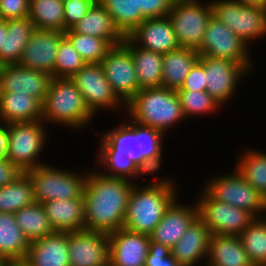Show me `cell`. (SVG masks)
Segmentation results:
<instances>
[{"label":"cell","mask_w":266,"mask_h":266,"mask_svg":"<svg viewBox=\"0 0 266 266\" xmlns=\"http://www.w3.org/2000/svg\"><path fill=\"white\" fill-rule=\"evenodd\" d=\"M132 182L89 170L83 193L85 230L109 235L123 228Z\"/></svg>","instance_id":"obj_1"},{"label":"cell","mask_w":266,"mask_h":266,"mask_svg":"<svg viewBox=\"0 0 266 266\" xmlns=\"http://www.w3.org/2000/svg\"><path fill=\"white\" fill-rule=\"evenodd\" d=\"M123 120L106 133L99 134L98 151H116V154L128 156L146 176L158 173L164 162L162 146L165 134L129 117Z\"/></svg>","instance_id":"obj_2"},{"label":"cell","mask_w":266,"mask_h":266,"mask_svg":"<svg viewBox=\"0 0 266 266\" xmlns=\"http://www.w3.org/2000/svg\"><path fill=\"white\" fill-rule=\"evenodd\" d=\"M154 178L152 183L135 184L127 205L123 228L150 235L166 210L178 197V184L172 178ZM176 184V185H175Z\"/></svg>","instance_id":"obj_3"},{"label":"cell","mask_w":266,"mask_h":266,"mask_svg":"<svg viewBox=\"0 0 266 266\" xmlns=\"http://www.w3.org/2000/svg\"><path fill=\"white\" fill-rule=\"evenodd\" d=\"M126 111L132 121L164 134L186 120L177 91L163 86L140 89L126 104Z\"/></svg>","instance_id":"obj_4"},{"label":"cell","mask_w":266,"mask_h":266,"mask_svg":"<svg viewBox=\"0 0 266 266\" xmlns=\"http://www.w3.org/2000/svg\"><path fill=\"white\" fill-rule=\"evenodd\" d=\"M94 117L71 78H52L42 103V120L45 123L83 131Z\"/></svg>","instance_id":"obj_5"},{"label":"cell","mask_w":266,"mask_h":266,"mask_svg":"<svg viewBox=\"0 0 266 266\" xmlns=\"http://www.w3.org/2000/svg\"><path fill=\"white\" fill-rule=\"evenodd\" d=\"M45 124L43 120L6 124L8 133L6 158L23 173L47 163L42 160L40 162L39 158L48 140Z\"/></svg>","instance_id":"obj_6"},{"label":"cell","mask_w":266,"mask_h":266,"mask_svg":"<svg viewBox=\"0 0 266 266\" xmlns=\"http://www.w3.org/2000/svg\"><path fill=\"white\" fill-rule=\"evenodd\" d=\"M33 185L36 203L51 200L83 198L88 171L82 174L59 169L49 163L25 172Z\"/></svg>","instance_id":"obj_7"},{"label":"cell","mask_w":266,"mask_h":266,"mask_svg":"<svg viewBox=\"0 0 266 266\" xmlns=\"http://www.w3.org/2000/svg\"><path fill=\"white\" fill-rule=\"evenodd\" d=\"M210 3L213 16L248 46L266 35V7L241 4L234 0H210Z\"/></svg>","instance_id":"obj_8"},{"label":"cell","mask_w":266,"mask_h":266,"mask_svg":"<svg viewBox=\"0 0 266 266\" xmlns=\"http://www.w3.org/2000/svg\"><path fill=\"white\" fill-rule=\"evenodd\" d=\"M212 15L210 0H175L168 17L179 46L198 52Z\"/></svg>","instance_id":"obj_9"},{"label":"cell","mask_w":266,"mask_h":266,"mask_svg":"<svg viewBox=\"0 0 266 266\" xmlns=\"http://www.w3.org/2000/svg\"><path fill=\"white\" fill-rule=\"evenodd\" d=\"M196 199L198 217L210 234L239 236L256 218L251 212L217 201L204 188Z\"/></svg>","instance_id":"obj_10"},{"label":"cell","mask_w":266,"mask_h":266,"mask_svg":"<svg viewBox=\"0 0 266 266\" xmlns=\"http://www.w3.org/2000/svg\"><path fill=\"white\" fill-rule=\"evenodd\" d=\"M233 171L209 177L206 186L202 187L217 201L249 211L256 218L261 217L265 199L235 168Z\"/></svg>","instance_id":"obj_11"},{"label":"cell","mask_w":266,"mask_h":266,"mask_svg":"<svg viewBox=\"0 0 266 266\" xmlns=\"http://www.w3.org/2000/svg\"><path fill=\"white\" fill-rule=\"evenodd\" d=\"M71 80L76 84L86 106L95 116L103 108L117 111V114L123 109L126 112V105L114 93L101 63L86 64L71 77Z\"/></svg>","instance_id":"obj_12"},{"label":"cell","mask_w":266,"mask_h":266,"mask_svg":"<svg viewBox=\"0 0 266 266\" xmlns=\"http://www.w3.org/2000/svg\"><path fill=\"white\" fill-rule=\"evenodd\" d=\"M249 46L213 15L205 29L198 51L200 56L218 57L235 61L252 73L253 60Z\"/></svg>","instance_id":"obj_13"},{"label":"cell","mask_w":266,"mask_h":266,"mask_svg":"<svg viewBox=\"0 0 266 266\" xmlns=\"http://www.w3.org/2000/svg\"><path fill=\"white\" fill-rule=\"evenodd\" d=\"M199 60L204 65L206 91L221 107L232 100L238 85L251 74L243 65L229 59L200 56Z\"/></svg>","instance_id":"obj_14"},{"label":"cell","mask_w":266,"mask_h":266,"mask_svg":"<svg viewBox=\"0 0 266 266\" xmlns=\"http://www.w3.org/2000/svg\"><path fill=\"white\" fill-rule=\"evenodd\" d=\"M101 65L114 93L126 105L140 90L131 52L123 44L113 46Z\"/></svg>","instance_id":"obj_15"},{"label":"cell","mask_w":266,"mask_h":266,"mask_svg":"<svg viewBox=\"0 0 266 266\" xmlns=\"http://www.w3.org/2000/svg\"><path fill=\"white\" fill-rule=\"evenodd\" d=\"M70 266H109V238L102 232H68Z\"/></svg>","instance_id":"obj_16"},{"label":"cell","mask_w":266,"mask_h":266,"mask_svg":"<svg viewBox=\"0 0 266 266\" xmlns=\"http://www.w3.org/2000/svg\"><path fill=\"white\" fill-rule=\"evenodd\" d=\"M64 32L35 29L27 42L18 65L36 69L54 77L55 58Z\"/></svg>","instance_id":"obj_17"},{"label":"cell","mask_w":266,"mask_h":266,"mask_svg":"<svg viewBox=\"0 0 266 266\" xmlns=\"http://www.w3.org/2000/svg\"><path fill=\"white\" fill-rule=\"evenodd\" d=\"M53 76L18 64L0 66V93L27 94L43 103Z\"/></svg>","instance_id":"obj_18"},{"label":"cell","mask_w":266,"mask_h":266,"mask_svg":"<svg viewBox=\"0 0 266 266\" xmlns=\"http://www.w3.org/2000/svg\"><path fill=\"white\" fill-rule=\"evenodd\" d=\"M109 266H145L150 236L125 228L110 233Z\"/></svg>","instance_id":"obj_19"},{"label":"cell","mask_w":266,"mask_h":266,"mask_svg":"<svg viewBox=\"0 0 266 266\" xmlns=\"http://www.w3.org/2000/svg\"><path fill=\"white\" fill-rule=\"evenodd\" d=\"M127 37L136 46L161 54L180 47L168 16L145 19Z\"/></svg>","instance_id":"obj_20"},{"label":"cell","mask_w":266,"mask_h":266,"mask_svg":"<svg viewBox=\"0 0 266 266\" xmlns=\"http://www.w3.org/2000/svg\"><path fill=\"white\" fill-rule=\"evenodd\" d=\"M181 204L178 197L166 210L162 220L149 235L150 240L170 249L180 240L190 224L198 217L197 202ZM192 205V206H191Z\"/></svg>","instance_id":"obj_21"},{"label":"cell","mask_w":266,"mask_h":266,"mask_svg":"<svg viewBox=\"0 0 266 266\" xmlns=\"http://www.w3.org/2000/svg\"><path fill=\"white\" fill-rule=\"evenodd\" d=\"M210 238L208 227L197 217L171 248V255L181 266H198L204 259L205 266Z\"/></svg>","instance_id":"obj_22"},{"label":"cell","mask_w":266,"mask_h":266,"mask_svg":"<svg viewBox=\"0 0 266 266\" xmlns=\"http://www.w3.org/2000/svg\"><path fill=\"white\" fill-rule=\"evenodd\" d=\"M68 232L54 233L30 243L26 259L32 266H70Z\"/></svg>","instance_id":"obj_23"},{"label":"cell","mask_w":266,"mask_h":266,"mask_svg":"<svg viewBox=\"0 0 266 266\" xmlns=\"http://www.w3.org/2000/svg\"><path fill=\"white\" fill-rule=\"evenodd\" d=\"M50 225L55 231L74 232L85 230L84 199H58L42 203Z\"/></svg>","instance_id":"obj_24"},{"label":"cell","mask_w":266,"mask_h":266,"mask_svg":"<svg viewBox=\"0 0 266 266\" xmlns=\"http://www.w3.org/2000/svg\"><path fill=\"white\" fill-rule=\"evenodd\" d=\"M76 33L107 40L112 46L124 42L125 36L115 26L112 16L96 1L88 13L72 28Z\"/></svg>","instance_id":"obj_25"},{"label":"cell","mask_w":266,"mask_h":266,"mask_svg":"<svg viewBox=\"0 0 266 266\" xmlns=\"http://www.w3.org/2000/svg\"><path fill=\"white\" fill-rule=\"evenodd\" d=\"M205 266H254L239 236L211 235Z\"/></svg>","instance_id":"obj_26"},{"label":"cell","mask_w":266,"mask_h":266,"mask_svg":"<svg viewBox=\"0 0 266 266\" xmlns=\"http://www.w3.org/2000/svg\"><path fill=\"white\" fill-rule=\"evenodd\" d=\"M122 44L131 52L140 89L161 87L163 54L136 46L127 36Z\"/></svg>","instance_id":"obj_27"},{"label":"cell","mask_w":266,"mask_h":266,"mask_svg":"<svg viewBox=\"0 0 266 266\" xmlns=\"http://www.w3.org/2000/svg\"><path fill=\"white\" fill-rule=\"evenodd\" d=\"M42 120V103L27 94L0 93V123Z\"/></svg>","instance_id":"obj_28"},{"label":"cell","mask_w":266,"mask_h":266,"mask_svg":"<svg viewBox=\"0 0 266 266\" xmlns=\"http://www.w3.org/2000/svg\"><path fill=\"white\" fill-rule=\"evenodd\" d=\"M7 32L0 48V66L18 64L27 42L36 29L29 17L6 21Z\"/></svg>","instance_id":"obj_29"},{"label":"cell","mask_w":266,"mask_h":266,"mask_svg":"<svg viewBox=\"0 0 266 266\" xmlns=\"http://www.w3.org/2000/svg\"><path fill=\"white\" fill-rule=\"evenodd\" d=\"M199 57L197 51L182 47L163 54L162 86L176 91L180 89Z\"/></svg>","instance_id":"obj_30"},{"label":"cell","mask_w":266,"mask_h":266,"mask_svg":"<svg viewBox=\"0 0 266 266\" xmlns=\"http://www.w3.org/2000/svg\"><path fill=\"white\" fill-rule=\"evenodd\" d=\"M30 242L16 223L14 214L0 212V254L6 259L27 257Z\"/></svg>","instance_id":"obj_31"},{"label":"cell","mask_w":266,"mask_h":266,"mask_svg":"<svg viewBox=\"0 0 266 266\" xmlns=\"http://www.w3.org/2000/svg\"><path fill=\"white\" fill-rule=\"evenodd\" d=\"M241 153L235 169L266 200V152L244 148Z\"/></svg>","instance_id":"obj_32"},{"label":"cell","mask_w":266,"mask_h":266,"mask_svg":"<svg viewBox=\"0 0 266 266\" xmlns=\"http://www.w3.org/2000/svg\"><path fill=\"white\" fill-rule=\"evenodd\" d=\"M16 223L31 243L55 232L42 203H33L14 213Z\"/></svg>","instance_id":"obj_33"},{"label":"cell","mask_w":266,"mask_h":266,"mask_svg":"<svg viewBox=\"0 0 266 266\" xmlns=\"http://www.w3.org/2000/svg\"><path fill=\"white\" fill-rule=\"evenodd\" d=\"M35 203L33 185L26 173L0 188V212L14 214Z\"/></svg>","instance_id":"obj_34"},{"label":"cell","mask_w":266,"mask_h":266,"mask_svg":"<svg viewBox=\"0 0 266 266\" xmlns=\"http://www.w3.org/2000/svg\"><path fill=\"white\" fill-rule=\"evenodd\" d=\"M28 17L36 29L64 32V3L62 0H30Z\"/></svg>","instance_id":"obj_35"},{"label":"cell","mask_w":266,"mask_h":266,"mask_svg":"<svg viewBox=\"0 0 266 266\" xmlns=\"http://www.w3.org/2000/svg\"><path fill=\"white\" fill-rule=\"evenodd\" d=\"M112 16L115 26L128 36L146 18L137 10V0H97Z\"/></svg>","instance_id":"obj_36"},{"label":"cell","mask_w":266,"mask_h":266,"mask_svg":"<svg viewBox=\"0 0 266 266\" xmlns=\"http://www.w3.org/2000/svg\"><path fill=\"white\" fill-rule=\"evenodd\" d=\"M96 162L94 165L99 166L98 170L101 174L114 177L123 178L131 181H136L141 176H146L136 164L128 157L123 154H116V151H97ZM140 176V177H139ZM138 177V178H137Z\"/></svg>","instance_id":"obj_37"},{"label":"cell","mask_w":266,"mask_h":266,"mask_svg":"<svg viewBox=\"0 0 266 266\" xmlns=\"http://www.w3.org/2000/svg\"><path fill=\"white\" fill-rule=\"evenodd\" d=\"M239 237L251 263L262 266L266 262V222L262 217L255 218Z\"/></svg>","instance_id":"obj_38"},{"label":"cell","mask_w":266,"mask_h":266,"mask_svg":"<svg viewBox=\"0 0 266 266\" xmlns=\"http://www.w3.org/2000/svg\"><path fill=\"white\" fill-rule=\"evenodd\" d=\"M64 36L88 63H101L108 51L113 47L107 40L91 35H83L72 29L64 32Z\"/></svg>","instance_id":"obj_39"},{"label":"cell","mask_w":266,"mask_h":266,"mask_svg":"<svg viewBox=\"0 0 266 266\" xmlns=\"http://www.w3.org/2000/svg\"><path fill=\"white\" fill-rule=\"evenodd\" d=\"M185 118L217 114L221 105L207 91L177 90Z\"/></svg>","instance_id":"obj_40"},{"label":"cell","mask_w":266,"mask_h":266,"mask_svg":"<svg viewBox=\"0 0 266 266\" xmlns=\"http://www.w3.org/2000/svg\"><path fill=\"white\" fill-rule=\"evenodd\" d=\"M86 65L79 52L71 42L64 37L59 44L55 58L54 77L71 78L76 72Z\"/></svg>","instance_id":"obj_41"},{"label":"cell","mask_w":266,"mask_h":266,"mask_svg":"<svg viewBox=\"0 0 266 266\" xmlns=\"http://www.w3.org/2000/svg\"><path fill=\"white\" fill-rule=\"evenodd\" d=\"M97 0H65L64 3V32L72 29Z\"/></svg>","instance_id":"obj_42"},{"label":"cell","mask_w":266,"mask_h":266,"mask_svg":"<svg viewBox=\"0 0 266 266\" xmlns=\"http://www.w3.org/2000/svg\"><path fill=\"white\" fill-rule=\"evenodd\" d=\"M145 266H181L168 246L150 240Z\"/></svg>","instance_id":"obj_43"},{"label":"cell","mask_w":266,"mask_h":266,"mask_svg":"<svg viewBox=\"0 0 266 266\" xmlns=\"http://www.w3.org/2000/svg\"><path fill=\"white\" fill-rule=\"evenodd\" d=\"M175 0H137V10L146 18L168 16Z\"/></svg>","instance_id":"obj_44"},{"label":"cell","mask_w":266,"mask_h":266,"mask_svg":"<svg viewBox=\"0 0 266 266\" xmlns=\"http://www.w3.org/2000/svg\"><path fill=\"white\" fill-rule=\"evenodd\" d=\"M30 0H0V20L28 17Z\"/></svg>","instance_id":"obj_45"},{"label":"cell","mask_w":266,"mask_h":266,"mask_svg":"<svg viewBox=\"0 0 266 266\" xmlns=\"http://www.w3.org/2000/svg\"><path fill=\"white\" fill-rule=\"evenodd\" d=\"M206 86L204 65L198 60L178 90L206 91Z\"/></svg>","instance_id":"obj_46"},{"label":"cell","mask_w":266,"mask_h":266,"mask_svg":"<svg viewBox=\"0 0 266 266\" xmlns=\"http://www.w3.org/2000/svg\"><path fill=\"white\" fill-rule=\"evenodd\" d=\"M22 173L7 158L0 160V188L13 182Z\"/></svg>","instance_id":"obj_47"},{"label":"cell","mask_w":266,"mask_h":266,"mask_svg":"<svg viewBox=\"0 0 266 266\" xmlns=\"http://www.w3.org/2000/svg\"><path fill=\"white\" fill-rule=\"evenodd\" d=\"M7 148H8L7 126L4 123H0V160L6 158Z\"/></svg>","instance_id":"obj_48"},{"label":"cell","mask_w":266,"mask_h":266,"mask_svg":"<svg viewBox=\"0 0 266 266\" xmlns=\"http://www.w3.org/2000/svg\"><path fill=\"white\" fill-rule=\"evenodd\" d=\"M4 266H32V265L26 258H24V259L5 260Z\"/></svg>","instance_id":"obj_49"},{"label":"cell","mask_w":266,"mask_h":266,"mask_svg":"<svg viewBox=\"0 0 266 266\" xmlns=\"http://www.w3.org/2000/svg\"><path fill=\"white\" fill-rule=\"evenodd\" d=\"M234 1L239 2L241 4H246V5L266 7V0H234Z\"/></svg>","instance_id":"obj_50"},{"label":"cell","mask_w":266,"mask_h":266,"mask_svg":"<svg viewBox=\"0 0 266 266\" xmlns=\"http://www.w3.org/2000/svg\"><path fill=\"white\" fill-rule=\"evenodd\" d=\"M6 32H7L6 20H0V48L3 47V41Z\"/></svg>","instance_id":"obj_51"},{"label":"cell","mask_w":266,"mask_h":266,"mask_svg":"<svg viewBox=\"0 0 266 266\" xmlns=\"http://www.w3.org/2000/svg\"><path fill=\"white\" fill-rule=\"evenodd\" d=\"M261 217L266 222V200L264 202L263 213Z\"/></svg>","instance_id":"obj_52"},{"label":"cell","mask_w":266,"mask_h":266,"mask_svg":"<svg viewBox=\"0 0 266 266\" xmlns=\"http://www.w3.org/2000/svg\"><path fill=\"white\" fill-rule=\"evenodd\" d=\"M5 258L0 254V266H4Z\"/></svg>","instance_id":"obj_53"}]
</instances>
